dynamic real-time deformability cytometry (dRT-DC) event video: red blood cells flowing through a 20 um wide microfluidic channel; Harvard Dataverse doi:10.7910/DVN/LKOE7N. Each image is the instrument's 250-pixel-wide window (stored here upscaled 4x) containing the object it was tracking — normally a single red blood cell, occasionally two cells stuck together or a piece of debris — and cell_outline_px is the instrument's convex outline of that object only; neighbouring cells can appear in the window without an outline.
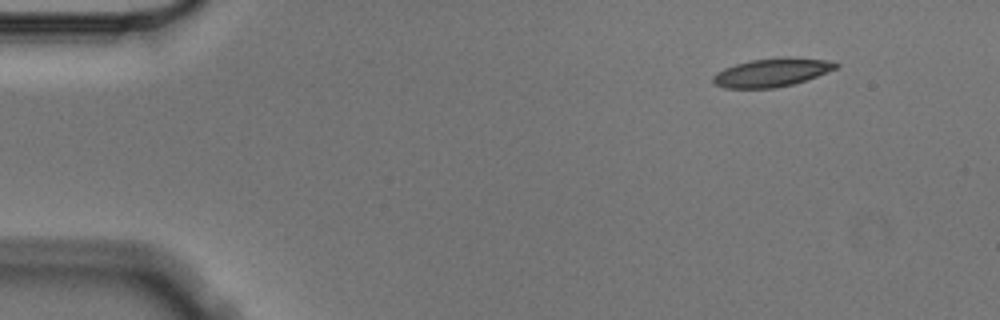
{"species": "Egyptian fruit bat (a non-hibernating species)", "species_latin": "Rousettus aegyptiacus", "temperature_condition": "cold", "stored_images_in_passage": 2, "camera_frame_rate_fps": 3000, "um_per_image_px": 0.085, "animal": {"sex": "male"}, "frame": {"image": 1, "passage_image": 2, "time_ms": 0.333, "image_size_px": [1000, 320], "cell_outline_px": [[840, 64], [836, 68], [816, 76], [792, 84], [776, 88], [724, 88], [716, 84], [712, 80], [712, 76], [716, 72], [724, 68], [736, 64], [752, 60], [824, 60]], "centroid_in_image_um": [65.48, 6.22], "position_along_channel_um": 19.5, "area_um2": 19.07}}